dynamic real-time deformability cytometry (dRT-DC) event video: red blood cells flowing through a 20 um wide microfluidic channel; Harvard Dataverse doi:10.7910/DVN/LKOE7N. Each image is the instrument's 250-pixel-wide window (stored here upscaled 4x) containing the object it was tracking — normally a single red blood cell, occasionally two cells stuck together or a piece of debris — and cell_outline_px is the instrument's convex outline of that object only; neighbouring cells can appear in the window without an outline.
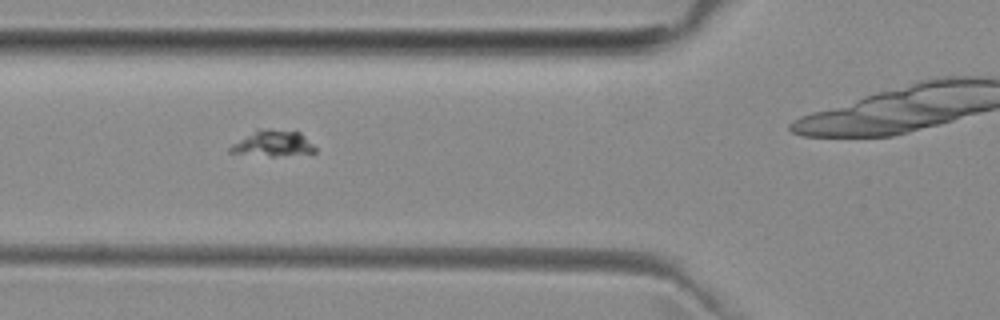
{"species": "common noctule bat (a hibernating species)", "species_latin": "Nyctalus noctula", "temperature_condition": "room temperature", "stored_images_in_passage": 7, "camera_frame_rate_fps": 3000, "um_per_image_px": 0.085, "animal": {"sex": "female", "body_mass_g": 29.2, "forearm_length_mm": 56.3}, "frame": {"image": 1, "passage_image": 4, "time_ms": 3.667, "image_size_px": [1000, 320], "cell_outline_px": [[316, 152], [272, 156], [268, 156], [228, 152], [228, 148], [232, 144], [256, 128], [272, 128], [300, 132], [316, 148]], "centroid_in_image_um": [23.16, 12.16], "position_along_channel_um": 102.6, "area_um2": 12.89}}
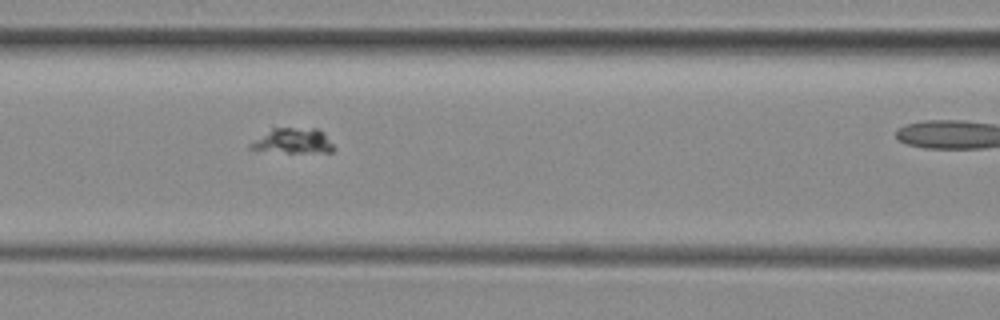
{"frame": {"image": 2, "passage_image": 5, "time_ms": 4.667, "image_size_px": [1000, 320], "cell_outline_px": [[332, 152], [288, 152], [248, 148], [248, 144], [272, 128], [316, 128], [324, 132], [332, 144]], "centroid_in_image_um": [24.92, 11.96], "position_along_channel_um": 141.7, "area_um2": 11.91}}